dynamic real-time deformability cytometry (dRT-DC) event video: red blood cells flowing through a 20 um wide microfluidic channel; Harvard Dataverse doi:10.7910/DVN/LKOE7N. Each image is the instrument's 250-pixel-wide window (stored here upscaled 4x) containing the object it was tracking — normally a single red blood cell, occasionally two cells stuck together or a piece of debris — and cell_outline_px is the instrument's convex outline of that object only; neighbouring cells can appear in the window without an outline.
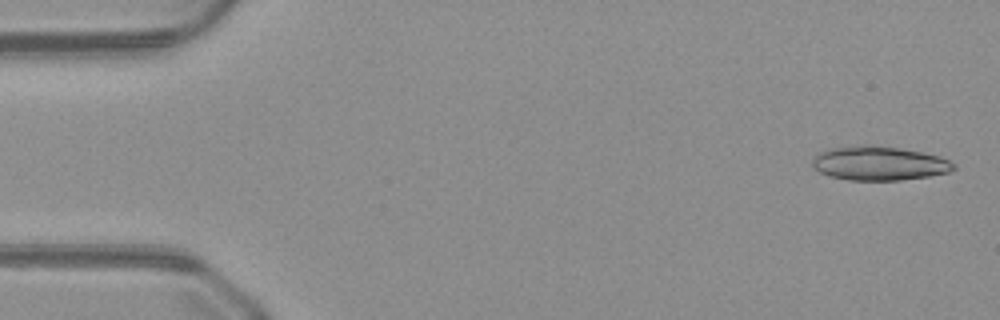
{"species": "common noctule bat (a hibernating species)", "species_latin": "Nyctalus noctula", "temperature_condition": "warm", "stored_images_in_passage": 37, "camera_frame_rate_fps": 3000, "um_per_image_px": 0.085, "animal": {"sex": "male", "body_mass_g": 23.1, "forearm_length_mm": 52.7}, "frame": {"image": 1, "passage_image": 2, "time_ms": 0.333, "image_size_px": [1000, 320], "cell_outline_px": [[956, 168], [948, 172], [928, 176], [900, 180], [848, 180], [828, 176], [812, 168], [812, 160], [820, 152], [832, 148], [864, 144], [872, 144], [900, 148], [940, 156], [956, 164]], "centroid_in_image_um": [74.71, 13.88], "position_along_channel_um": 10.3, "area_um2": 28.15}}
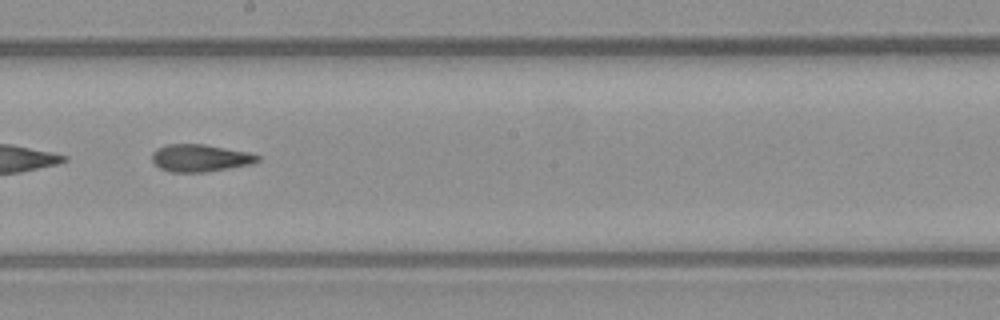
{"frame": {"image": 2, "passage_image": 28, "time_ms": 9.0, "image_size_px": [1000, 320], "cell_outline_px": [[260, 160], [252, 164], [204, 172], [168, 172], [160, 168], [152, 160], [152, 152], [156, 148], [168, 144], [204, 144], [248, 152], [260, 156]], "centroid_in_image_um": [16.99, 13.43], "position_along_channel_um": 231.2, "area_um2": 16.82}}
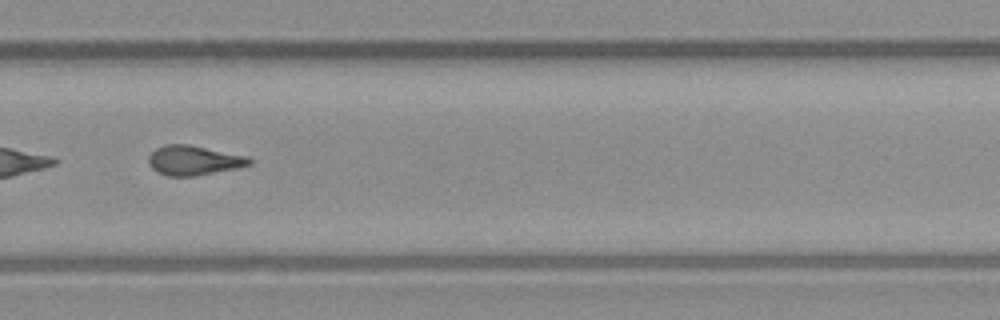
{"frame": {"image": 3, "passage_image": 34, "time_ms": 11.0, "image_size_px": [1000, 320], "cell_outline_px": [[252, 164], [236, 168], [196, 176], [168, 176], [156, 172], [148, 164], [148, 156], [156, 148], [164, 144], [188, 144], [248, 156], [252, 160]], "centroid_in_image_um": [16.45, 13.63], "position_along_channel_um": 313.4, "area_um2": 17.51}}